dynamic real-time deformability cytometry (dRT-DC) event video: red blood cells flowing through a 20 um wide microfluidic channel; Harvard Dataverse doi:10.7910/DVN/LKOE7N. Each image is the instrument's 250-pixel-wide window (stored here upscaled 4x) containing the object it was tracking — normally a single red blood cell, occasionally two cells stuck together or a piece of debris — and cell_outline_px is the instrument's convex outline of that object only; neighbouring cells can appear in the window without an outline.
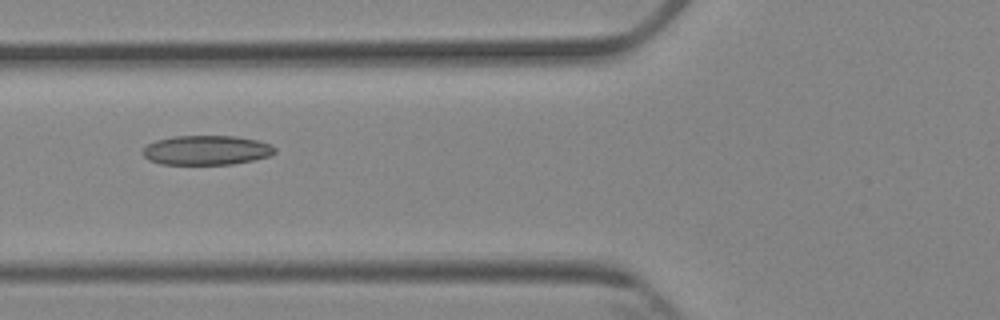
{"species": "Egyptian fruit bat (a non-hibernating species)", "species_latin": "Rousettus aegyptiacus", "temperature_condition": "cold", "stored_images_in_passage": 2, "camera_frame_rate_fps": 3000, "um_per_image_px": 0.085, "animal": {"sex": "female"}, "frame": {"image": 1, "passage_image": 2, "time_ms": 1.0, "image_size_px": [1000, 320], "cell_outline_px": [[276, 152], [272, 156], [232, 164], [160, 164], [148, 160], [140, 152], [148, 144], [156, 140], [172, 136], [236, 136], [256, 140], [268, 144], [276, 148]], "centroid_in_image_um": [17.53, 12.77], "position_along_channel_um": 108.3, "area_um2": 22.77}}